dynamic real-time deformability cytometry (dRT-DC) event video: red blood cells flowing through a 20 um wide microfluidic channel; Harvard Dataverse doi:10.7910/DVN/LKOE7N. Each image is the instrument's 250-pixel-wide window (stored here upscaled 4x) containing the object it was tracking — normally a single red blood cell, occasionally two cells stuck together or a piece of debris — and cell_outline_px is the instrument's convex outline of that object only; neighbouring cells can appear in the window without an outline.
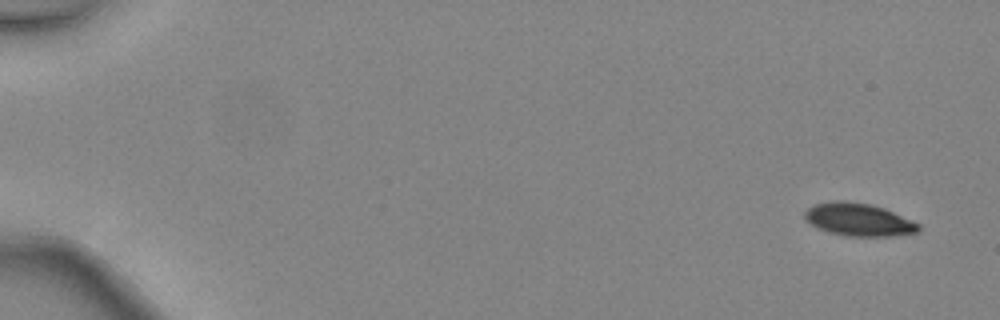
{"species": "common noctule bat (a hibernating species)", "species_latin": "Nyctalus noctula", "temperature_condition": "warm", "stored_images_in_passage": 5, "camera_frame_rate_fps": 3000, "um_per_image_px": 0.085, "animal": {"sex": "female", "body_mass_g": 24.6, "forearm_length_mm": 56.2}, "frame": {"image": 1, "passage_image": 1, "time_ms": 0.0, "image_size_px": [1000, 320], "cell_outline_px": [[920, 228], [916, 232], [892, 236], [848, 236], [816, 228], [804, 220], [804, 212], [808, 208], [816, 204], [836, 200], [844, 200], [872, 204], [884, 208], [920, 224]], "centroid_in_image_um": [72.95, 18.66], "position_along_channel_um": 12.0, "area_um2": 21.68}}
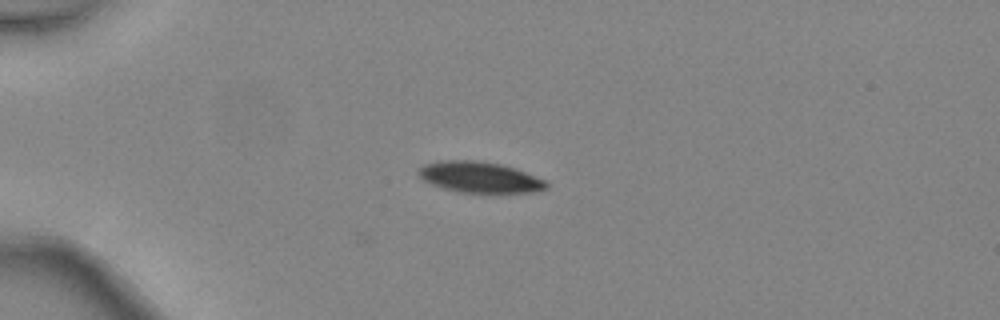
{"frame": {"image": 2, "passage_image": 4, "time_ms": 1.0, "image_size_px": [1000, 320], "cell_outline_px": [[548, 188], [536, 192], [460, 192], [444, 188], [432, 184], [416, 176], [416, 168], [420, 164], [440, 160], [476, 160], [500, 164], [516, 168], [548, 180]], "centroid_in_image_um": [40.74, 15.04], "position_along_channel_um": 44.3, "area_um2": 23.47}}